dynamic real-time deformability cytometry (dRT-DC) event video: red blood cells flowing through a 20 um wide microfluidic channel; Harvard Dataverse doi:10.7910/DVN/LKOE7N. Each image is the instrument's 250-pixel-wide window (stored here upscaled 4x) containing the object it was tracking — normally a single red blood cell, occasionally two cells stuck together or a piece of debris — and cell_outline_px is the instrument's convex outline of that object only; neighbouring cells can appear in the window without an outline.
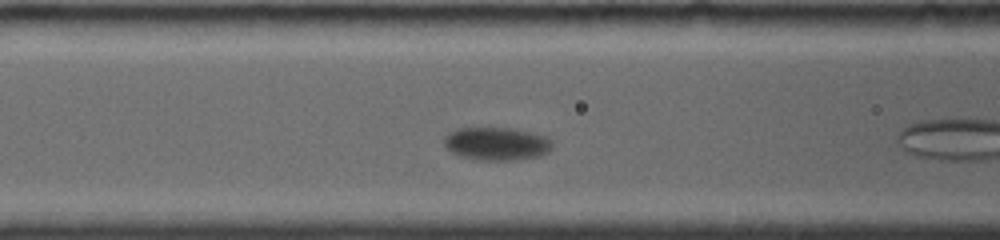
{"species": "common noctule bat (a hibernating species)", "species_latin": "Nyctalus noctula", "temperature_condition": "room temperature", "stored_images_in_passage": 36, "camera_frame_rate_fps": 4000, "um_per_image_px": 0.085, "animal": {"sex": "female", "body_mass_g": 19.0, "forearm_length_mm": 56.7}, "frame": {"image": 1, "passage_image": 8, "time_ms": 2.75, "image_size_px": [1000, 240], "cell_outline_px": [[552, 148], [548, 152], [540, 156], [516, 160], [476, 160], [460, 156], [452, 152], [444, 144], [444, 136], [460, 128], [508, 128], [528, 132], [544, 136], [552, 140]], "centroid_in_image_um": [42.22, 12.23], "position_along_channel_um": 124.4, "area_um2": 20.69}}
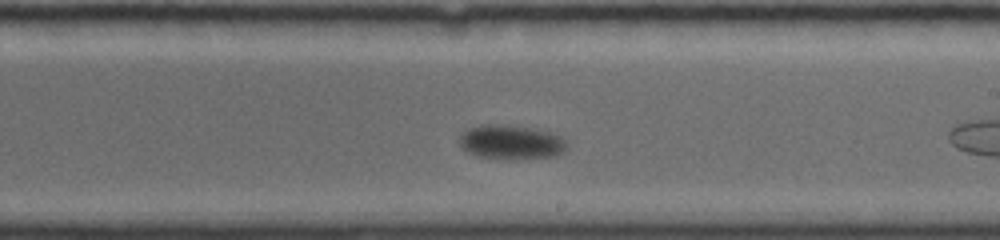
{"frame": {"image": 2, "passage_image": 18, "time_ms": 6.25, "image_size_px": [1000, 240], "cell_outline_px": [[568, 144], [564, 152], [556, 156], [508, 160], [496, 160], [476, 156], [468, 152], [460, 144], [460, 136], [464, 132], [472, 128], [524, 128], [548, 132], [560, 136]], "centroid_in_image_um": [43.51, 12.19], "position_along_channel_um": 245.5, "area_um2": 20.4}}
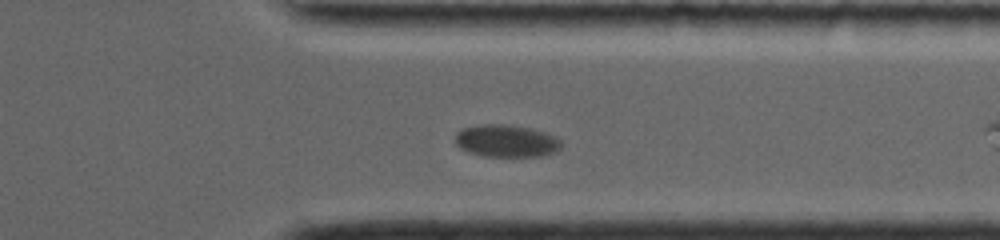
{"frame": {"image": 3, "passage_image": 28, "time_ms": 9.75, "image_size_px": [1000, 240], "cell_outline_px": [[564, 144], [556, 152], [544, 156], [484, 156], [468, 152], [460, 148], [456, 144], [456, 132], [464, 128], [484, 124], [504, 124], [528, 128], [544, 132], [560, 140]], "centroid_in_image_um": [43.05, 11.99], "position_along_channel_um": 368.4, "area_um2": 19.88}, "authors_computed_cell_mechanics": {"area_um2": 20.3456, "velocity_mm_per_s": 3.469, "shape_relaxation_time_tau1_ms": 0.1263, "shape_relaxation_time_tau2_ms": null, "deformation_change_tau1": 0.0124, "deformation_change_tau2": null}}